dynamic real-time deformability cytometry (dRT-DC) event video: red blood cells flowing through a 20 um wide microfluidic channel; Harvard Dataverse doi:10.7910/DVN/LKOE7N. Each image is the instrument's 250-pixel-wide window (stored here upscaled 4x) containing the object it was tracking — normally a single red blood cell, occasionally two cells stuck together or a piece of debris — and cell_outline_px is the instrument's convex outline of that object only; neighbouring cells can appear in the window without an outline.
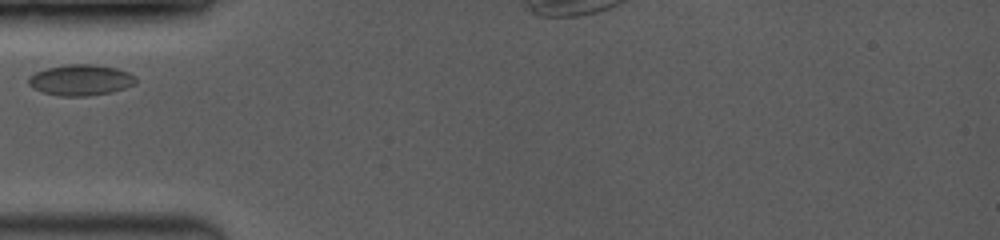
{"species": "common noctule bat (a hibernating species)", "species_latin": "Nyctalus noctula", "temperature_condition": "room temperature", "stored_images_in_passage": 9, "camera_frame_rate_fps": 3500, "um_per_image_px": 0.085, "animal": {"sex": "female", "body_mass_g": 19.0, "forearm_length_mm": 53.3}, "frame": {"image": 1, "passage_image": 1, "time_ms": 0.0, "image_size_px": [1000, 240], "cell_outline_px": [[136, 80], [132, 84], [124, 88], [112, 92], [84, 96], [60, 96], [44, 92], [28, 84], [28, 76], [44, 68], [68, 64], [92, 64], [116, 68], [128, 72], [136, 76]], "centroid_in_image_um": [6.84, 6.79], "position_along_channel_um": 78.2, "area_um2": 19.19}}
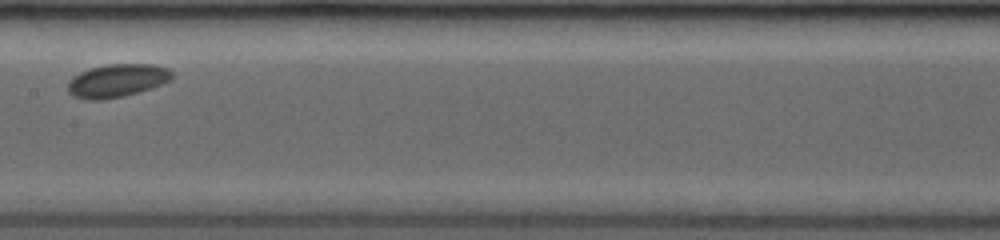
{"frame": {"image": 2, "passage_image": 8, "time_ms": 3.143, "image_size_px": [1000, 240], "cell_outline_px": [[172, 80], [152, 88], [124, 96], [100, 100], [84, 100], [72, 96], [68, 92], [68, 80], [72, 76], [80, 72], [92, 68], [108, 64], [152, 64], [168, 68], [172, 72]], "centroid_in_image_um": [9.93, 6.86], "position_along_channel_um": 197.5, "area_um2": 20.29}}
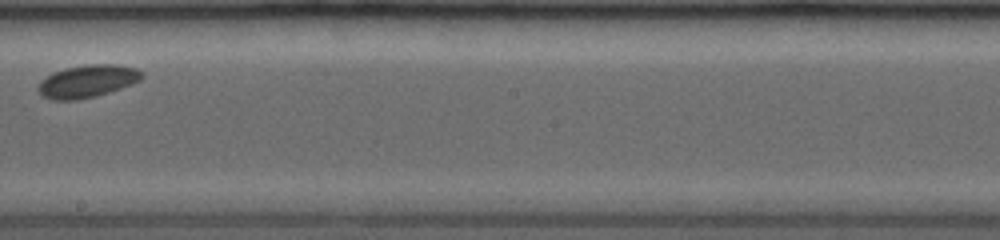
{"frame": {"image": 3, "passage_image": 9, "time_ms": 4.286, "image_size_px": [1000, 240], "cell_outline_px": [[144, 76], [140, 80], [132, 84], [96, 96], [76, 100], [52, 100], [44, 96], [36, 88], [40, 80], [52, 72], [64, 68], [84, 64], [120, 64], [136, 68], [144, 72]], "centroid_in_image_um": [7.43, 6.88], "position_along_channel_um": 240.8, "area_um2": 19.94}}